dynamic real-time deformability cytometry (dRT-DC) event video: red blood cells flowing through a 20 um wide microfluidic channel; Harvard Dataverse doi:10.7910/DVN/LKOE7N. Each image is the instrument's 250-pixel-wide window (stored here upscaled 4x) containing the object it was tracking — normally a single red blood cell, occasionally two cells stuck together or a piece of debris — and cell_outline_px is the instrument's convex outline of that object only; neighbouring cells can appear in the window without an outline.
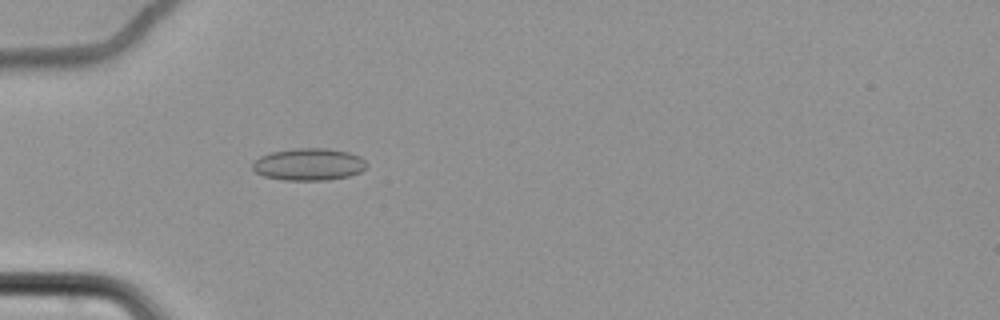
{"species": "common noctule bat (a hibernating species)", "species_latin": "Nyctalus noctula", "temperature_condition": "cold", "stored_images_in_passage": 59, "camera_frame_rate_fps": 3000, "um_per_image_px": 0.085, "animal": {"sex": "female", "body_mass_g": 22.7, "forearm_length_mm": 54.2}, "frame": {"image": 1, "passage_image": 18, "time_ms": 5.667, "image_size_px": [1000, 320], "cell_outline_px": [[368, 164], [360, 172], [348, 176], [328, 180], [284, 180], [264, 176], [256, 172], [252, 168], [252, 164], [260, 156], [272, 152], [292, 148], [328, 148], [348, 152], [360, 156]], "centroid_in_image_um": [26.25, 13.96], "position_along_channel_um": 58.7, "area_um2": 21.39}}
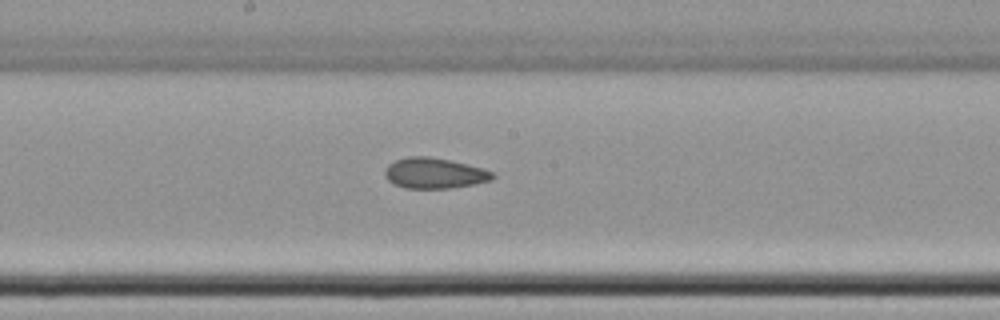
{"frame": {"image": 2, "passage_image": 32, "time_ms": 10.333, "image_size_px": [1000, 320], "cell_outline_px": [[496, 176], [492, 180], [476, 184], [448, 188], [404, 188], [392, 184], [384, 176], [384, 168], [388, 164], [396, 160], [408, 156], [428, 156], [448, 160], [484, 168], [492, 172]], "centroid_in_image_um": [36.9, 14.72], "position_along_channel_um": 211.3, "area_um2": 19.36}}
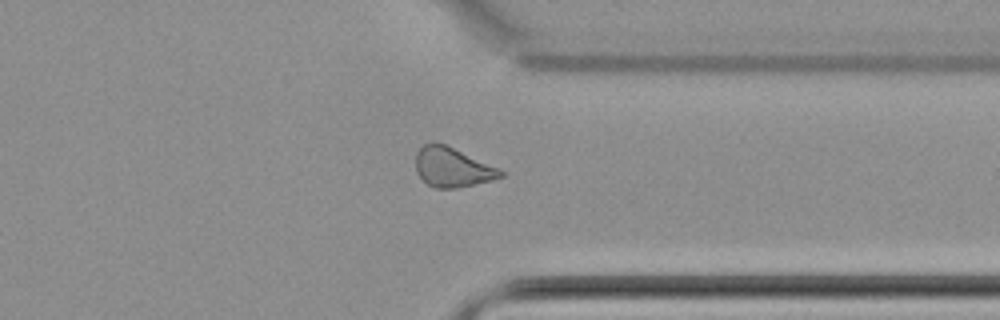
{"frame": {"image": 3, "passage_image": 46, "time_ms": 15.0, "image_size_px": [1000, 320], "cell_outline_px": [[504, 176], [492, 180], [456, 188], [436, 188], [428, 184], [416, 172], [416, 152], [424, 144], [444, 144], [500, 168], [504, 172]], "centroid_in_image_um": [38.47, 14.23], "position_along_channel_um": 372.9, "area_um2": 19.25}, "authors_computed_cell_mechanics": {"area_um2": 20.0566, "velocity_mm_per_s": 3.4743, "shape_relaxation_time_tau1_ms": null, "shape_relaxation_time_tau2_ms": 2.8627, "deformation_change_tau1": null, "deformation_change_tau2": 0.0857}}